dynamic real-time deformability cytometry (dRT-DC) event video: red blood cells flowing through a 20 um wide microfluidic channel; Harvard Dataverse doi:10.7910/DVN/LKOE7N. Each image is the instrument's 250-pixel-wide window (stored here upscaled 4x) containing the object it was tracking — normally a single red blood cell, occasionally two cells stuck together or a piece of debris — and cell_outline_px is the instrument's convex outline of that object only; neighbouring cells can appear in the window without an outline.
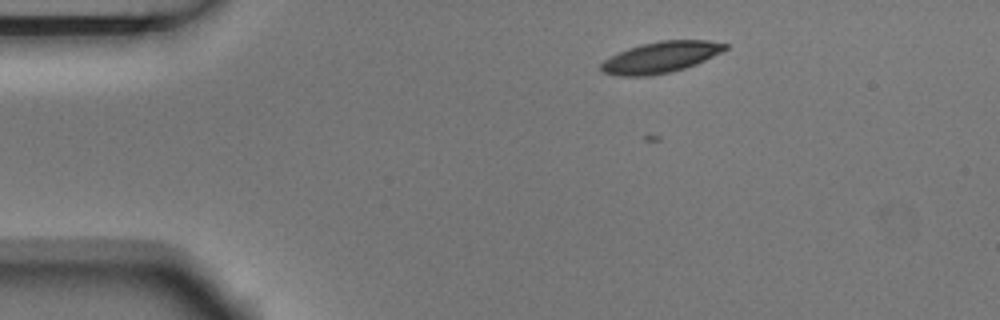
{"species": "Egyptian fruit bat (a non-hibernating species)", "species_latin": "Rousettus aegyptiacus", "temperature_condition": "room temperature", "stored_images_in_passage": 2, "camera_frame_rate_fps": 3000, "um_per_image_px": 0.085, "animal": {"sex": "male"}, "frame": {"image": 1, "passage_image": 1, "time_ms": 0.0, "image_size_px": [1000, 320], "cell_outline_px": [[728, 48], [696, 64], [672, 72], [648, 76], [616, 76], [604, 72], [600, 68], [600, 64], [604, 60], [628, 48], [640, 44], [660, 40], [708, 40], [728, 44]], "centroid_in_image_um": [56.15, 4.86], "position_along_channel_um": 28.9, "area_um2": 22.43}}